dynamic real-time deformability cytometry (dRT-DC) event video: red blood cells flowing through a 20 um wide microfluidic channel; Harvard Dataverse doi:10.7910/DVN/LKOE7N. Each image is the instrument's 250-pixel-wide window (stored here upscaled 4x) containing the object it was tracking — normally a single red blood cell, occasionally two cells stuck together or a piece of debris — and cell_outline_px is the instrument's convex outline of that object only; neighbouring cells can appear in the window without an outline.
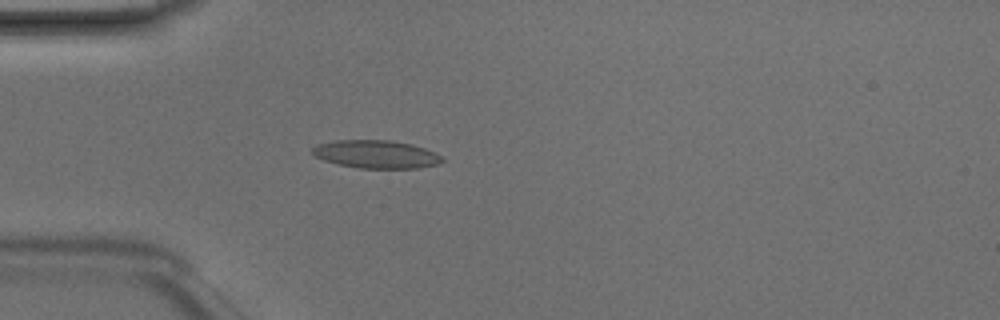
{"species": "Egyptian fruit bat (a non-hibernating species)", "species_latin": "Rousettus aegyptiacus", "temperature_condition": "room temperature", "stored_images_in_passage": 3, "camera_frame_rate_fps": 3000, "um_per_image_px": 0.085, "animal": {"sex": "male"}, "frame": {"image": 1, "passage_image": 3, "time_ms": 0.667, "image_size_px": [1000, 320], "cell_outline_px": [[444, 160], [440, 164], [416, 168], [360, 168], [340, 164], [324, 160], [316, 156], [312, 152], [312, 148], [316, 144], [336, 140], [388, 140], [412, 144], [424, 148], [444, 156]], "centroid_in_image_um": [32.01, 13.1], "position_along_channel_um": 53.0, "area_um2": 21.15}}